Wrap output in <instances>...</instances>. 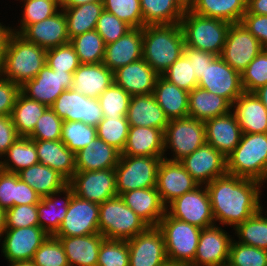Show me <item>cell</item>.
I'll return each mask as SVG.
<instances>
[{
  "instance_id": "1",
  "label": "cell",
  "mask_w": 267,
  "mask_h": 266,
  "mask_svg": "<svg viewBox=\"0 0 267 266\" xmlns=\"http://www.w3.org/2000/svg\"><path fill=\"white\" fill-rule=\"evenodd\" d=\"M263 184L259 181L226 173L206 185L213 218L221 226L235 229L256 214L263 206L260 201Z\"/></svg>"
},
{
  "instance_id": "2",
  "label": "cell",
  "mask_w": 267,
  "mask_h": 266,
  "mask_svg": "<svg viewBox=\"0 0 267 266\" xmlns=\"http://www.w3.org/2000/svg\"><path fill=\"white\" fill-rule=\"evenodd\" d=\"M184 46L180 23L143 27L142 58L159 76L183 54Z\"/></svg>"
},
{
  "instance_id": "3",
  "label": "cell",
  "mask_w": 267,
  "mask_h": 266,
  "mask_svg": "<svg viewBox=\"0 0 267 266\" xmlns=\"http://www.w3.org/2000/svg\"><path fill=\"white\" fill-rule=\"evenodd\" d=\"M46 52L44 48L13 32L7 43L0 75L21 87L36 77L46 65Z\"/></svg>"
},
{
  "instance_id": "4",
  "label": "cell",
  "mask_w": 267,
  "mask_h": 266,
  "mask_svg": "<svg viewBox=\"0 0 267 266\" xmlns=\"http://www.w3.org/2000/svg\"><path fill=\"white\" fill-rule=\"evenodd\" d=\"M228 174L267 183V133H242L239 144L226 157Z\"/></svg>"
},
{
  "instance_id": "5",
  "label": "cell",
  "mask_w": 267,
  "mask_h": 266,
  "mask_svg": "<svg viewBox=\"0 0 267 266\" xmlns=\"http://www.w3.org/2000/svg\"><path fill=\"white\" fill-rule=\"evenodd\" d=\"M180 25L186 46L220 56L231 23L198 15L187 8Z\"/></svg>"
},
{
  "instance_id": "6",
  "label": "cell",
  "mask_w": 267,
  "mask_h": 266,
  "mask_svg": "<svg viewBox=\"0 0 267 266\" xmlns=\"http://www.w3.org/2000/svg\"><path fill=\"white\" fill-rule=\"evenodd\" d=\"M148 227L119 195L99 204L98 230L105 239L127 241Z\"/></svg>"
},
{
  "instance_id": "7",
  "label": "cell",
  "mask_w": 267,
  "mask_h": 266,
  "mask_svg": "<svg viewBox=\"0 0 267 266\" xmlns=\"http://www.w3.org/2000/svg\"><path fill=\"white\" fill-rule=\"evenodd\" d=\"M164 237L168 261L192 263L201 228L171 217L167 212L157 225Z\"/></svg>"
},
{
  "instance_id": "8",
  "label": "cell",
  "mask_w": 267,
  "mask_h": 266,
  "mask_svg": "<svg viewBox=\"0 0 267 266\" xmlns=\"http://www.w3.org/2000/svg\"><path fill=\"white\" fill-rule=\"evenodd\" d=\"M163 157L120 155L118 165L114 168L117 195L156 187L158 168Z\"/></svg>"
},
{
  "instance_id": "9",
  "label": "cell",
  "mask_w": 267,
  "mask_h": 266,
  "mask_svg": "<svg viewBox=\"0 0 267 266\" xmlns=\"http://www.w3.org/2000/svg\"><path fill=\"white\" fill-rule=\"evenodd\" d=\"M206 143L205 123L194 118L171 119L164 131V157L180 161ZM171 150L172 157L165 152ZM166 154V155H165Z\"/></svg>"
},
{
  "instance_id": "10",
  "label": "cell",
  "mask_w": 267,
  "mask_h": 266,
  "mask_svg": "<svg viewBox=\"0 0 267 266\" xmlns=\"http://www.w3.org/2000/svg\"><path fill=\"white\" fill-rule=\"evenodd\" d=\"M166 212L171 217L201 229L216 225L206 185H199L193 191L174 199L166 206Z\"/></svg>"
},
{
  "instance_id": "11",
  "label": "cell",
  "mask_w": 267,
  "mask_h": 266,
  "mask_svg": "<svg viewBox=\"0 0 267 266\" xmlns=\"http://www.w3.org/2000/svg\"><path fill=\"white\" fill-rule=\"evenodd\" d=\"M68 184L76 196L97 204L117 196L114 168L76 171Z\"/></svg>"
},
{
  "instance_id": "12",
  "label": "cell",
  "mask_w": 267,
  "mask_h": 266,
  "mask_svg": "<svg viewBox=\"0 0 267 266\" xmlns=\"http://www.w3.org/2000/svg\"><path fill=\"white\" fill-rule=\"evenodd\" d=\"M50 108L63 121H81L95 127L104 118L97 98L87 97L72 88L63 91Z\"/></svg>"
},
{
  "instance_id": "13",
  "label": "cell",
  "mask_w": 267,
  "mask_h": 266,
  "mask_svg": "<svg viewBox=\"0 0 267 266\" xmlns=\"http://www.w3.org/2000/svg\"><path fill=\"white\" fill-rule=\"evenodd\" d=\"M263 49L259 40L242 23H233L220 57L241 74Z\"/></svg>"
},
{
  "instance_id": "14",
  "label": "cell",
  "mask_w": 267,
  "mask_h": 266,
  "mask_svg": "<svg viewBox=\"0 0 267 266\" xmlns=\"http://www.w3.org/2000/svg\"><path fill=\"white\" fill-rule=\"evenodd\" d=\"M198 86L232 104L243 92L241 74L217 56L198 80Z\"/></svg>"
},
{
  "instance_id": "15",
  "label": "cell",
  "mask_w": 267,
  "mask_h": 266,
  "mask_svg": "<svg viewBox=\"0 0 267 266\" xmlns=\"http://www.w3.org/2000/svg\"><path fill=\"white\" fill-rule=\"evenodd\" d=\"M48 236L39 226L5 229L0 240L2 256L8 263L32 260Z\"/></svg>"
},
{
  "instance_id": "16",
  "label": "cell",
  "mask_w": 267,
  "mask_h": 266,
  "mask_svg": "<svg viewBox=\"0 0 267 266\" xmlns=\"http://www.w3.org/2000/svg\"><path fill=\"white\" fill-rule=\"evenodd\" d=\"M99 204L72 196L63 222L54 237H74L99 233Z\"/></svg>"
},
{
  "instance_id": "17",
  "label": "cell",
  "mask_w": 267,
  "mask_h": 266,
  "mask_svg": "<svg viewBox=\"0 0 267 266\" xmlns=\"http://www.w3.org/2000/svg\"><path fill=\"white\" fill-rule=\"evenodd\" d=\"M72 81V73L54 71L46 64L36 77L21 86V92L50 107L63 91L72 88Z\"/></svg>"
},
{
  "instance_id": "18",
  "label": "cell",
  "mask_w": 267,
  "mask_h": 266,
  "mask_svg": "<svg viewBox=\"0 0 267 266\" xmlns=\"http://www.w3.org/2000/svg\"><path fill=\"white\" fill-rule=\"evenodd\" d=\"M127 243L129 266H162L167 261L164 237L157 226H149Z\"/></svg>"
},
{
  "instance_id": "19",
  "label": "cell",
  "mask_w": 267,
  "mask_h": 266,
  "mask_svg": "<svg viewBox=\"0 0 267 266\" xmlns=\"http://www.w3.org/2000/svg\"><path fill=\"white\" fill-rule=\"evenodd\" d=\"M219 226V227H218ZM213 225L201 230L192 266H226L229 257L231 237L223 227Z\"/></svg>"
},
{
  "instance_id": "20",
  "label": "cell",
  "mask_w": 267,
  "mask_h": 266,
  "mask_svg": "<svg viewBox=\"0 0 267 266\" xmlns=\"http://www.w3.org/2000/svg\"><path fill=\"white\" fill-rule=\"evenodd\" d=\"M198 186L199 184L186 171L180 161L162 158L157 173L156 189L165 206Z\"/></svg>"
},
{
  "instance_id": "21",
  "label": "cell",
  "mask_w": 267,
  "mask_h": 266,
  "mask_svg": "<svg viewBox=\"0 0 267 266\" xmlns=\"http://www.w3.org/2000/svg\"><path fill=\"white\" fill-rule=\"evenodd\" d=\"M180 162L199 185H207L227 173L226 157L207 143Z\"/></svg>"
},
{
  "instance_id": "22",
  "label": "cell",
  "mask_w": 267,
  "mask_h": 266,
  "mask_svg": "<svg viewBox=\"0 0 267 266\" xmlns=\"http://www.w3.org/2000/svg\"><path fill=\"white\" fill-rule=\"evenodd\" d=\"M19 35L45 50L70 42L67 20L62 9L53 16L27 26Z\"/></svg>"
},
{
  "instance_id": "23",
  "label": "cell",
  "mask_w": 267,
  "mask_h": 266,
  "mask_svg": "<svg viewBox=\"0 0 267 266\" xmlns=\"http://www.w3.org/2000/svg\"><path fill=\"white\" fill-rule=\"evenodd\" d=\"M114 83L130 96L151 94L159 75L142 58L113 71Z\"/></svg>"
},
{
  "instance_id": "24",
  "label": "cell",
  "mask_w": 267,
  "mask_h": 266,
  "mask_svg": "<svg viewBox=\"0 0 267 266\" xmlns=\"http://www.w3.org/2000/svg\"><path fill=\"white\" fill-rule=\"evenodd\" d=\"M206 143L227 157L239 144L242 130L235 116L229 113L204 122Z\"/></svg>"
},
{
  "instance_id": "25",
  "label": "cell",
  "mask_w": 267,
  "mask_h": 266,
  "mask_svg": "<svg viewBox=\"0 0 267 266\" xmlns=\"http://www.w3.org/2000/svg\"><path fill=\"white\" fill-rule=\"evenodd\" d=\"M143 28H132L115 42L105 45L103 64L111 71L142 59Z\"/></svg>"
},
{
  "instance_id": "26",
  "label": "cell",
  "mask_w": 267,
  "mask_h": 266,
  "mask_svg": "<svg viewBox=\"0 0 267 266\" xmlns=\"http://www.w3.org/2000/svg\"><path fill=\"white\" fill-rule=\"evenodd\" d=\"M242 133H267V110L254 93L243 92L232 104Z\"/></svg>"
},
{
  "instance_id": "27",
  "label": "cell",
  "mask_w": 267,
  "mask_h": 266,
  "mask_svg": "<svg viewBox=\"0 0 267 266\" xmlns=\"http://www.w3.org/2000/svg\"><path fill=\"white\" fill-rule=\"evenodd\" d=\"M73 195V188L68 184L47 197H41L37 203L39 227L48 235H54L60 228Z\"/></svg>"
},
{
  "instance_id": "28",
  "label": "cell",
  "mask_w": 267,
  "mask_h": 266,
  "mask_svg": "<svg viewBox=\"0 0 267 266\" xmlns=\"http://www.w3.org/2000/svg\"><path fill=\"white\" fill-rule=\"evenodd\" d=\"M126 118L129 126L152 127L163 131L169 122L153 93L131 96Z\"/></svg>"
},
{
  "instance_id": "29",
  "label": "cell",
  "mask_w": 267,
  "mask_h": 266,
  "mask_svg": "<svg viewBox=\"0 0 267 266\" xmlns=\"http://www.w3.org/2000/svg\"><path fill=\"white\" fill-rule=\"evenodd\" d=\"M120 197L149 226H157L166 213L156 187L132 190Z\"/></svg>"
},
{
  "instance_id": "30",
  "label": "cell",
  "mask_w": 267,
  "mask_h": 266,
  "mask_svg": "<svg viewBox=\"0 0 267 266\" xmlns=\"http://www.w3.org/2000/svg\"><path fill=\"white\" fill-rule=\"evenodd\" d=\"M114 82L113 71L103 62L80 64L73 73L72 89L91 98L99 96Z\"/></svg>"
},
{
  "instance_id": "31",
  "label": "cell",
  "mask_w": 267,
  "mask_h": 266,
  "mask_svg": "<svg viewBox=\"0 0 267 266\" xmlns=\"http://www.w3.org/2000/svg\"><path fill=\"white\" fill-rule=\"evenodd\" d=\"M61 242L69 266H97L99 249L105 239L100 233L56 237Z\"/></svg>"
},
{
  "instance_id": "32",
  "label": "cell",
  "mask_w": 267,
  "mask_h": 266,
  "mask_svg": "<svg viewBox=\"0 0 267 266\" xmlns=\"http://www.w3.org/2000/svg\"><path fill=\"white\" fill-rule=\"evenodd\" d=\"M121 155L164 156V131L152 127L130 126Z\"/></svg>"
},
{
  "instance_id": "33",
  "label": "cell",
  "mask_w": 267,
  "mask_h": 266,
  "mask_svg": "<svg viewBox=\"0 0 267 266\" xmlns=\"http://www.w3.org/2000/svg\"><path fill=\"white\" fill-rule=\"evenodd\" d=\"M121 153L96 137L75 154L76 171H94L115 168Z\"/></svg>"
},
{
  "instance_id": "34",
  "label": "cell",
  "mask_w": 267,
  "mask_h": 266,
  "mask_svg": "<svg viewBox=\"0 0 267 266\" xmlns=\"http://www.w3.org/2000/svg\"><path fill=\"white\" fill-rule=\"evenodd\" d=\"M34 141L39 163L58 171L69 181L76 172L75 154L61 140Z\"/></svg>"
},
{
  "instance_id": "35",
  "label": "cell",
  "mask_w": 267,
  "mask_h": 266,
  "mask_svg": "<svg viewBox=\"0 0 267 266\" xmlns=\"http://www.w3.org/2000/svg\"><path fill=\"white\" fill-rule=\"evenodd\" d=\"M231 111V104L223 97L197 86L189 92L188 117L207 121Z\"/></svg>"
},
{
  "instance_id": "36",
  "label": "cell",
  "mask_w": 267,
  "mask_h": 266,
  "mask_svg": "<svg viewBox=\"0 0 267 266\" xmlns=\"http://www.w3.org/2000/svg\"><path fill=\"white\" fill-rule=\"evenodd\" d=\"M153 95L169 120L188 117V91L159 76Z\"/></svg>"
},
{
  "instance_id": "37",
  "label": "cell",
  "mask_w": 267,
  "mask_h": 266,
  "mask_svg": "<svg viewBox=\"0 0 267 266\" xmlns=\"http://www.w3.org/2000/svg\"><path fill=\"white\" fill-rule=\"evenodd\" d=\"M19 178L33 188L40 197H47L68 185L58 171L38 163L18 172Z\"/></svg>"
},
{
  "instance_id": "38",
  "label": "cell",
  "mask_w": 267,
  "mask_h": 266,
  "mask_svg": "<svg viewBox=\"0 0 267 266\" xmlns=\"http://www.w3.org/2000/svg\"><path fill=\"white\" fill-rule=\"evenodd\" d=\"M144 26L179 24L187 10L181 0H140Z\"/></svg>"
},
{
  "instance_id": "39",
  "label": "cell",
  "mask_w": 267,
  "mask_h": 266,
  "mask_svg": "<svg viewBox=\"0 0 267 266\" xmlns=\"http://www.w3.org/2000/svg\"><path fill=\"white\" fill-rule=\"evenodd\" d=\"M189 9L201 16L231 24L241 23L247 10V0H195Z\"/></svg>"
},
{
  "instance_id": "40",
  "label": "cell",
  "mask_w": 267,
  "mask_h": 266,
  "mask_svg": "<svg viewBox=\"0 0 267 266\" xmlns=\"http://www.w3.org/2000/svg\"><path fill=\"white\" fill-rule=\"evenodd\" d=\"M67 20L69 39L95 30L97 20L104 10L103 2H89L74 7H61Z\"/></svg>"
},
{
  "instance_id": "41",
  "label": "cell",
  "mask_w": 267,
  "mask_h": 266,
  "mask_svg": "<svg viewBox=\"0 0 267 266\" xmlns=\"http://www.w3.org/2000/svg\"><path fill=\"white\" fill-rule=\"evenodd\" d=\"M38 163L39 159L35 141L28 137H19L2 156L0 169L11 173H18L22 169Z\"/></svg>"
},
{
  "instance_id": "42",
  "label": "cell",
  "mask_w": 267,
  "mask_h": 266,
  "mask_svg": "<svg viewBox=\"0 0 267 266\" xmlns=\"http://www.w3.org/2000/svg\"><path fill=\"white\" fill-rule=\"evenodd\" d=\"M47 108L45 104L32 100L20 92L11 114L18 135L28 137Z\"/></svg>"
},
{
  "instance_id": "43",
  "label": "cell",
  "mask_w": 267,
  "mask_h": 266,
  "mask_svg": "<svg viewBox=\"0 0 267 266\" xmlns=\"http://www.w3.org/2000/svg\"><path fill=\"white\" fill-rule=\"evenodd\" d=\"M263 211L264 207L233 229L237 242L267 250V213Z\"/></svg>"
},
{
  "instance_id": "44",
  "label": "cell",
  "mask_w": 267,
  "mask_h": 266,
  "mask_svg": "<svg viewBox=\"0 0 267 266\" xmlns=\"http://www.w3.org/2000/svg\"><path fill=\"white\" fill-rule=\"evenodd\" d=\"M81 64H97L104 60L105 43L96 30L85 32L70 39Z\"/></svg>"
},
{
  "instance_id": "45",
  "label": "cell",
  "mask_w": 267,
  "mask_h": 266,
  "mask_svg": "<svg viewBox=\"0 0 267 266\" xmlns=\"http://www.w3.org/2000/svg\"><path fill=\"white\" fill-rule=\"evenodd\" d=\"M20 2L23 3L20 24L18 28L12 27L16 34H20L27 26L53 16L61 10V5L54 0H20Z\"/></svg>"
},
{
  "instance_id": "46",
  "label": "cell",
  "mask_w": 267,
  "mask_h": 266,
  "mask_svg": "<svg viewBox=\"0 0 267 266\" xmlns=\"http://www.w3.org/2000/svg\"><path fill=\"white\" fill-rule=\"evenodd\" d=\"M97 137L95 126L85 124L81 121H63L61 129V141L74 154L85 148Z\"/></svg>"
},
{
  "instance_id": "47",
  "label": "cell",
  "mask_w": 267,
  "mask_h": 266,
  "mask_svg": "<svg viewBox=\"0 0 267 266\" xmlns=\"http://www.w3.org/2000/svg\"><path fill=\"white\" fill-rule=\"evenodd\" d=\"M129 127L126 117H104L96 126L97 137L122 153Z\"/></svg>"
},
{
  "instance_id": "48",
  "label": "cell",
  "mask_w": 267,
  "mask_h": 266,
  "mask_svg": "<svg viewBox=\"0 0 267 266\" xmlns=\"http://www.w3.org/2000/svg\"><path fill=\"white\" fill-rule=\"evenodd\" d=\"M131 96L116 83H112L99 96L104 117H126Z\"/></svg>"
},
{
  "instance_id": "49",
  "label": "cell",
  "mask_w": 267,
  "mask_h": 266,
  "mask_svg": "<svg viewBox=\"0 0 267 266\" xmlns=\"http://www.w3.org/2000/svg\"><path fill=\"white\" fill-rule=\"evenodd\" d=\"M227 266H267V250L241 244L233 238Z\"/></svg>"
},
{
  "instance_id": "50",
  "label": "cell",
  "mask_w": 267,
  "mask_h": 266,
  "mask_svg": "<svg viewBox=\"0 0 267 266\" xmlns=\"http://www.w3.org/2000/svg\"><path fill=\"white\" fill-rule=\"evenodd\" d=\"M103 7L132 28L144 27L140 0H103Z\"/></svg>"
},
{
  "instance_id": "51",
  "label": "cell",
  "mask_w": 267,
  "mask_h": 266,
  "mask_svg": "<svg viewBox=\"0 0 267 266\" xmlns=\"http://www.w3.org/2000/svg\"><path fill=\"white\" fill-rule=\"evenodd\" d=\"M161 76L188 92L198 86V79L193 71L192 62L183 54Z\"/></svg>"
},
{
  "instance_id": "52",
  "label": "cell",
  "mask_w": 267,
  "mask_h": 266,
  "mask_svg": "<svg viewBox=\"0 0 267 266\" xmlns=\"http://www.w3.org/2000/svg\"><path fill=\"white\" fill-rule=\"evenodd\" d=\"M241 83L247 93L267 84V49H263L241 73Z\"/></svg>"
},
{
  "instance_id": "53",
  "label": "cell",
  "mask_w": 267,
  "mask_h": 266,
  "mask_svg": "<svg viewBox=\"0 0 267 266\" xmlns=\"http://www.w3.org/2000/svg\"><path fill=\"white\" fill-rule=\"evenodd\" d=\"M32 261L35 266H69L61 242L53 235H49L36 250Z\"/></svg>"
},
{
  "instance_id": "54",
  "label": "cell",
  "mask_w": 267,
  "mask_h": 266,
  "mask_svg": "<svg viewBox=\"0 0 267 266\" xmlns=\"http://www.w3.org/2000/svg\"><path fill=\"white\" fill-rule=\"evenodd\" d=\"M97 266H129V247L125 240L104 239Z\"/></svg>"
},
{
  "instance_id": "55",
  "label": "cell",
  "mask_w": 267,
  "mask_h": 266,
  "mask_svg": "<svg viewBox=\"0 0 267 266\" xmlns=\"http://www.w3.org/2000/svg\"><path fill=\"white\" fill-rule=\"evenodd\" d=\"M46 64L54 71L74 73L80 66L78 55L69 43L48 49L46 52Z\"/></svg>"
},
{
  "instance_id": "56",
  "label": "cell",
  "mask_w": 267,
  "mask_h": 266,
  "mask_svg": "<svg viewBox=\"0 0 267 266\" xmlns=\"http://www.w3.org/2000/svg\"><path fill=\"white\" fill-rule=\"evenodd\" d=\"M62 123L63 120L48 107L38 119L33 132L28 138L32 140H60Z\"/></svg>"
},
{
  "instance_id": "57",
  "label": "cell",
  "mask_w": 267,
  "mask_h": 266,
  "mask_svg": "<svg viewBox=\"0 0 267 266\" xmlns=\"http://www.w3.org/2000/svg\"><path fill=\"white\" fill-rule=\"evenodd\" d=\"M131 29L130 25L106 10L102 11L95 27L105 45L115 42Z\"/></svg>"
},
{
  "instance_id": "58",
  "label": "cell",
  "mask_w": 267,
  "mask_h": 266,
  "mask_svg": "<svg viewBox=\"0 0 267 266\" xmlns=\"http://www.w3.org/2000/svg\"><path fill=\"white\" fill-rule=\"evenodd\" d=\"M6 229L39 226L37 204L18 205L6 210Z\"/></svg>"
},
{
  "instance_id": "59",
  "label": "cell",
  "mask_w": 267,
  "mask_h": 266,
  "mask_svg": "<svg viewBox=\"0 0 267 266\" xmlns=\"http://www.w3.org/2000/svg\"><path fill=\"white\" fill-rule=\"evenodd\" d=\"M16 206V173L0 169V207Z\"/></svg>"
},
{
  "instance_id": "60",
  "label": "cell",
  "mask_w": 267,
  "mask_h": 266,
  "mask_svg": "<svg viewBox=\"0 0 267 266\" xmlns=\"http://www.w3.org/2000/svg\"><path fill=\"white\" fill-rule=\"evenodd\" d=\"M21 87L0 75V115H11Z\"/></svg>"
},
{
  "instance_id": "61",
  "label": "cell",
  "mask_w": 267,
  "mask_h": 266,
  "mask_svg": "<svg viewBox=\"0 0 267 266\" xmlns=\"http://www.w3.org/2000/svg\"><path fill=\"white\" fill-rule=\"evenodd\" d=\"M241 23L267 49V15L244 13Z\"/></svg>"
},
{
  "instance_id": "62",
  "label": "cell",
  "mask_w": 267,
  "mask_h": 266,
  "mask_svg": "<svg viewBox=\"0 0 267 266\" xmlns=\"http://www.w3.org/2000/svg\"><path fill=\"white\" fill-rule=\"evenodd\" d=\"M183 55L192 62V68L198 80L201 75H203L207 66H209L210 63L217 57L213 53L194 49L186 45L183 49Z\"/></svg>"
},
{
  "instance_id": "63",
  "label": "cell",
  "mask_w": 267,
  "mask_h": 266,
  "mask_svg": "<svg viewBox=\"0 0 267 266\" xmlns=\"http://www.w3.org/2000/svg\"><path fill=\"white\" fill-rule=\"evenodd\" d=\"M19 137L11 115H0V159Z\"/></svg>"
},
{
  "instance_id": "64",
  "label": "cell",
  "mask_w": 267,
  "mask_h": 266,
  "mask_svg": "<svg viewBox=\"0 0 267 266\" xmlns=\"http://www.w3.org/2000/svg\"><path fill=\"white\" fill-rule=\"evenodd\" d=\"M41 197L28 184L23 182L16 173V206L37 204Z\"/></svg>"
},
{
  "instance_id": "65",
  "label": "cell",
  "mask_w": 267,
  "mask_h": 266,
  "mask_svg": "<svg viewBox=\"0 0 267 266\" xmlns=\"http://www.w3.org/2000/svg\"><path fill=\"white\" fill-rule=\"evenodd\" d=\"M13 33L12 27L3 25V22H0V67L3 62L4 53L7 47L8 40L10 35Z\"/></svg>"
},
{
  "instance_id": "66",
  "label": "cell",
  "mask_w": 267,
  "mask_h": 266,
  "mask_svg": "<svg viewBox=\"0 0 267 266\" xmlns=\"http://www.w3.org/2000/svg\"><path fill=\"white\" fill-rule=\"evenodd\" d=\"M245 13L267 15V0H247Z\"/></svg>"
},
{
  "instance_id": "67",
  "label": "cell",
  "mask_w": 267,
  "mask_h": 266,
  "mask_svg": "<svg viewBox=\"0 0 267 266\" xmlns=\"http://www.w3.org/2000/svg\"><path fill=\"white\" fill-rule=\"evenodd\" d=\"M89 2H103V0H63L61 7H74Z\"/></svg>"
},
{
  "instance_id": "68",
  "label": "cell",
  "mask_w": 267,
  "mask_h": 266,
  "mask_svg": "<svg viewBox=\"0 0 267 266\" xmlns=\"http://www.w3.org/2000/svg\"><path fill=\"white\" fill-rule=\"evenodd\" d=\"M257 98L263 103L267 110V84L258 88L253 92Z\"/></svg>"
},
{
  "instance_id": "69",
  "label": "cell",
  "mask_w": 267,
  "mask_h": 266,
  "mask_svg": "<svg viewBox=\"0 0 267 266\" xmlns=\"http://www.w3.org/2000/svg\"><path fill=\"white\" fill-rule=\"evenodd\" d=\"M6 210L0 207V240L2 239V235L6 229Z\"/></svg>"
},
{
  "instance_id": "70",
  "label": "cell",
  "mask_w": 267,
  "mask_h": 266,
  "mask_svg": "<svg viewBox=\"0 0 267 266\" xmlns=\"http://www.w3.org/2000/svg\"><path fill=\"white\" fill-rule=\"evenodd\" d=\"M8 266H35L32 260L9 262Z\"/></svg>"
},
{
  "instance_id": "71",
  "label": "cell",
  "mask_w": 267,
  "mask_h": 266,
  "mask_svg": "<svg viewBox=\"0 0 267 266\" xmlns=\"http://www.w3.org/2000/svg\"><path fill=\"white\" fill-rule=\"evenodd\" d=\"M162 266H192L190 263L166 261Z\"/></svg>"
},
{
  "instance_id": "72",
  "label": "cell",
  "mask_w": 267,
  "mask_h": 266,
  "mask_svg": "<svg viewBox=\"0 0 267 266\" xmlns=\"http://www.w3.org/2000/svg\"><path fill=\"white\" fill-rule=\"evenodd\" d=\"M195 0H181V2L187 7L189 8L191 6V4L194 2Z\"/></svg>"
},
{
  "instance_id": "73",
  "label": "cell",
  "mask_w": 267,
  "mask_h": 266,
  "mask_svg": "<svg viewBox=\"0 0 267 266\" xmlns=\"http://www.w3.org/2000/svg\"><path fill=\"white\" fill-rule=\"evenodd\" d=\"M54 1L58 2L61 5L63 0H54Z\"/></svg>"
}]
</instances>
